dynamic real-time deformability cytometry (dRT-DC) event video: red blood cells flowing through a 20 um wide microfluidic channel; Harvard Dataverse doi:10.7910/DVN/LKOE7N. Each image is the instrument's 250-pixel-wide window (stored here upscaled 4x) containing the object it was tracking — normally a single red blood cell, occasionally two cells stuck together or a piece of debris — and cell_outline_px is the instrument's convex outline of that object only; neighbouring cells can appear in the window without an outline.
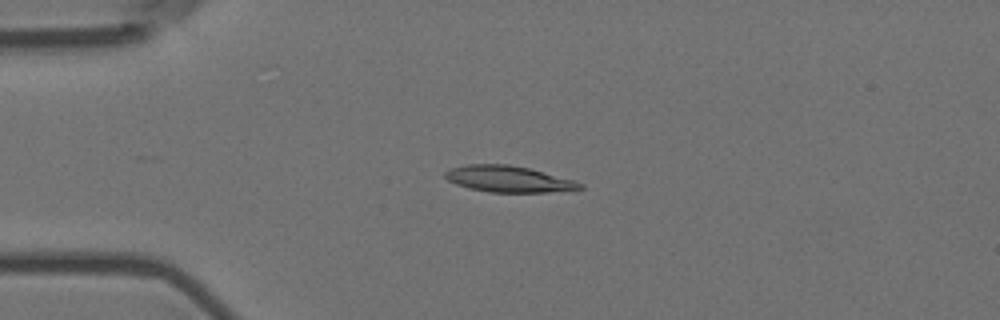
{"species": "Egyptian fruit bat (a non-hibernating species)", "species_latin": "Rousettus aegyptiacus", "temperature_condition": "room temperature", "stored_images_in_passage": 40, "camera_frame_rate_fps": 3000, "um_per_image_px": 0.085, "animal": {"sex": "female"}, "frame": {"image": 1, "passage_image": 3, "time_ms": 0.667, "image_size_px": [1000, 320], "cell_outline_px": [[584, 188], [548, 192], [488, 192], [468, 188], [456, 184], [448, 180], [444, 176], [444, 172], [452, 168], [468, 164], [508, 164], [528, 168], [572, 180], [584, 184]], "centroid_in_image_um": [43.18, 15.22], "position_along_channel_um": 41.8, "area_um2": 20.4}}
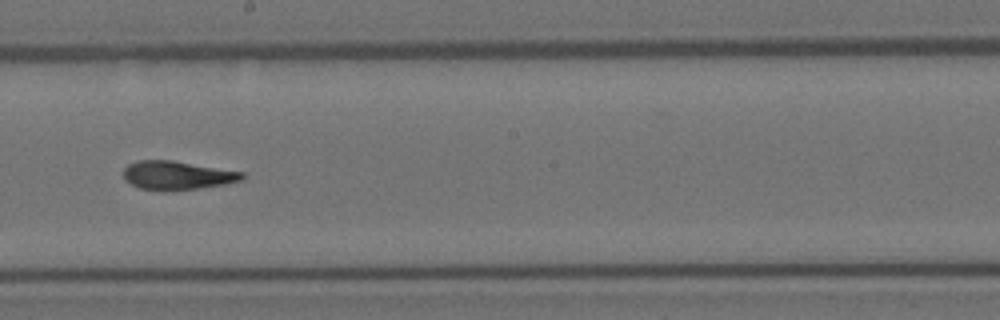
{"frame": {"image": 2, "passage_image": 21, "time_ms": 6.667, "image_size_px": [1000, 320], "cell_outline_px": [[244, 180], [224, 184], [196, 188], [140, 188], [124, 180], [124, 168], [128, 164], [136, 160], [172, 160], [244, 172]], "centroid_in_image_um": [15.07, 14.86], "position_along_channel_um": 233.1, "area_um2": 19.13}}
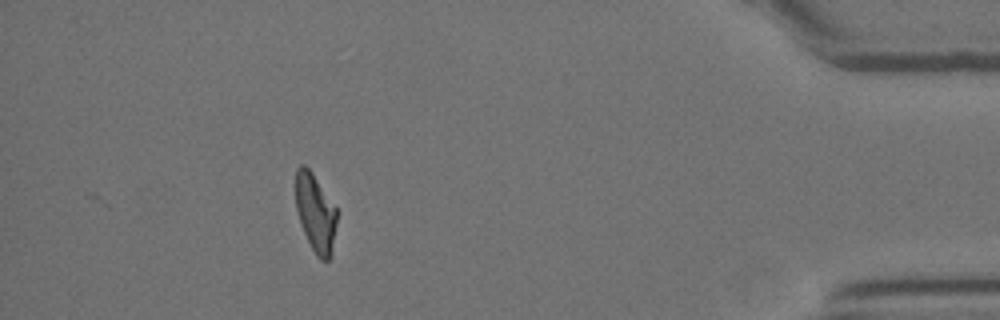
{"frame": {"image": 3, "passage_image": 40, "time_ms": 13.0, "image_size_px": [1000, 320], "cell_outline_px": [[336, 224], [332, 252], [328, 260], [320, 260], [316, 256], [300, 224], [296, 208], [296, 168], [300, 164], [304, 164], [312, 172], [336, 208]], "centroid_in_image_um": [26.8, 18.09], "position_along_channel_um": 408.4, "area_um2": 18.55}, "authors_computed_cell_mechanics": {"area_um2": 20.1722, "velocity_mm_per_s": 3.5989, "shape_relaxation_time_tau1_ms": 8.0061, "shape_relaxation_time_tau2_ms": 3.1357, "deformation_change_tau1": 0.2441, "deformation_change_tau2": 0.0913}}